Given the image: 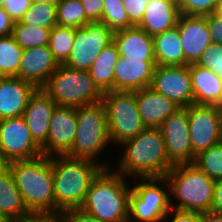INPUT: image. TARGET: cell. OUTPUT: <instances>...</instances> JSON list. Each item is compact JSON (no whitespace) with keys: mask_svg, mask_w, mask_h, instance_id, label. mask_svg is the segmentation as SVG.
<instances>
[{"mask_svg":"<svg viewBox=\"0 0 222 222\" xmlns=\"http://www.w3.org/2000/svg\"><path fill=\"white\" fill-rule=\"evenodd\" d=\"M10 169L25 208L32 216H55L53 173L50 157L13 161Z\"/></svg>","mask_w":222,"mask_h":222,"instance_id":"6da1fadb","label":"cell"},{"mask_svg":"<svg viewBox=\"0 0 222 222\" xmlns=\"http://www.w3.org/2000/svg\"><path fill=\"white\" fill-rule=\"evenodd\" d=\"M53 173L55 216L68 209L80 208L92 180L108 165L89 159L71 158L66 155L50 157ZM97 163V164H96Z\"/></svg>","mask_w":222,"mask_h":222,"instance_id":"7a4b0ae2","label":"cell"},{"mask_svg":"<svg viewBox=\"0 0 222 222\" xmlns=\"http://www.w3.org/2000/svg\"><path fill=\"white\" fill-rule=\"evenodd\" d=\"M124 145L119 169L120 175L140 178L165 177L174 164L169 160L160 128L146 127Z\"/></svg>","mask_w":222,"mask_h":222,"instance_id":"3957f363","label":"cell"},{"mask_svg":"<svg viewBox=\"0 0 222 222\" xmlns=\"http://www.w3.org/2000/svg\"><path fill=\"white\" fill-rule=\"evenodd\" d=\"M126 183L123 175L103 168L92 180L80 209L103 222H128L131 189Z\"/></svg>","mask_w":222,"mask_h":222,"instance_id":"277c9868","label":"cell"},{"mask_svg":"<svg viewBox=\"0 0 222 222\" xmlns=\"http://www.w3.org/2000/svg\"><path fill=\"white\" fill-rule=\"evenodd\" d=\"M170 196L178 199L171 208L182 211L204 213L211 210L215 181L193 163L176 164L166 174Z\"/></svg>","mask_w":222,"mask_h":222,"instance_id":"5b68a950","label":"cell"},{"mask_svg":"<svg viewBox=\"0 0 222 222\" xmlns=\"http://www.w3.org/2000/svg\"><path fill=\"white\" fill-rule=\"evenodd\" d=\"M77 132L71 150V158H95L111 142L105 105L102 101L76 108Z\"/></svg>","mask_w":222,"mask_h":222,"instance_id":"8992f818","label":"cell"},{"mask_svg":"<svg viewBox=\"0 0 222 222\" xmlns=\"http://www.w3.org/2000/svg\"><path fill=\"white\" fill-rule=\"evenodd\" d=\"M42 89L57 105L74 108L100 102L103 96L88 71L65 65H58Z\"/></svg>","mask_w":222,"mask_h":222,"instance_id":"52a82bcc","label":"cell"},{"mask_svg":"<svg viewBox=\"0 0 222 222\" xmlns=\"http://www.w3.org/2000/svg\"><path fill=\"white\" fill-rule=\"evenodd\" d=\"M102 102L111 142L121 145L146 128L138 112L136 91H109L103 93Z\"/></svg>","mask_w":222,"mask_h":222,"instance_id":"ba28073f","label":"cell"},{"mask_svg":"<svg viewBox=\"0 0 222 222\" xmlns=\"http://www.w3.org/2000/svg\"><path fill=\"white\" fill-rule=\"evenodd\" d=\"M131 188L128 207V222H160L170 213V186L165 177L140 178ZM165 184L166 191L160 187ZM159 186H158V185Z\"/></svg>","mask_w":222,"mask_h":222,"instance_id":"9c48e42d","label":"cell"},{"mask_svg":"<svg viewBox=\"0 0 222 222\" xmlns=\"http://www.w3.org/2000/svg\"><path fill=\"white\" fill-rule=\"evenodd\" d=\"M113 34L102 22H90L75 28L74 45L63 65L88 71L101 50L113 41Z\"/></svg>","mask_w":222,"mask_h":222,"instance_id":"30bf717a","label":"cell"},{"mask_svg":"<svg viewBox=\"0 0 222 222\" xmlns=\"http://www.w3.org/2000/svg\"><path fill=\"white\" fill-rule=\"evenodd\" d=\"M40 155L42 149L32 138L22 116L0 120V159L5 165Z\"/></svg>","mask_w":222,"mask_h":222,"instance_id":"8fae6325","label":"cell"},{"mask_svg":"<svg viewBox=\"0 0 222 222\" xmlns=\"http://www.w3.org/2000/svg\"><path fill=\"white\" fill-rule=\"evenodd\" d=\"M192 153L196 156L222 141L221 118L215 105L192 104L187 107Z\"/></svg>","mask_w":222,"mask_h":222,"instance_id":"7c38bea8","label":"cell"},{"mask_svg":"<svg viewBox=\"0 0 222 222\" xmlns=\"http://www.w3.org/2000/svg\"><path fill=\"white\" fill-rule=\"evenodd\" d=\"M150 87L171 99L180 107L194 104L190 64L184 66H156Z\"/></svg>","mask_w":222,"mask_h":222,"instance_id":"4fadbf2b","label":"cell"},{"mask_svg":"<svg viewBox=\"0 0 222 222\" xmlns=\"http://www.w3.org/2000/svg\"><path fill=\"white\" fill-rule=\"evenodd\" d=\"M159 128L169 160L174 165L193 163L195 155L190 142L187 107L178 109L165 119Z\"/></svg>","mask_w":222,"mask_h":222,"instance_id":"5bb4252c","label":"cell"},{"mask_svg":"<svg viewBox=\"0 0 222 222\" xmlns=\"http://www.w3.org/2000/svg\"><path fill=\"white\" fill-rule=\"evenodd\" d=\"M77 126L76 108L56 105L51 116L47 142L41 147L42 154L48 157L66 155L72 148Z\"/></svg>","mask_w":222,"mask_h":222,"instance_id":"9a60e30c","label":"cell"},{"mask_svg":"<svg viewBox=\"0 0 222 222\" xmlns=\"http://www.w3.org/2000/svg\"><path fill=\"white\" fill-rule=\"evenodd\" d=\"M176 26L182 42L184 65L196 63L208 46L212 44L207 15L180 14Z\"/></svg>","mask_w":222,"mask_h":222,"instance_id":"2e32d148","label":"cell"},{"mask_svg":"<svg viewBox=\"0 0 222 222\" xmlns=\"http://www.w3.org/2000/svg\"><path fill=\"white\" fill-rule=\"evenodd\" d=\"M48 46L24 49L18 69V78L30 82L36 88H43L57 70Z\"/></svg>","mask_w":222,"mask_h":222,"instance_id":"e0dca14e","label":"cell"},{"mask_svg":"<svg viewBox=\"0 0 222 222\" xmlns=\"http://www.w3.org/2000/svg\"><path fill=\"white\" fill-rule=\"evenodd\" d=\"M57 104L42 89L37 88L31 95L23 112L27 127L34 141L42 147L49 135L51 116Z\"/></svg>","mask_w":222,"mask_h":222,"instance_id":"ac0fdd59","label":"cell"},{"mask_svg":"<svg viewBox=\"0 0 222 222\" xmlns=\"http://www.w3.org/2000/svg\"><path fill=\"white\" fill-rule=\"evenodd\" d=\"M156 61L119 56L114 69V90L136 91L150 87Z\"/></svg>","mask_w":222,"mask_h":222,"instance_id":"d6986e66","label":"cell"},{"mask_svg":"<svg viewBox=\"0 0 222 222\" xmlns=\"http://www.w3.org/2000/svg\"><path fill=\"white\" fill-rule=\"evenodd\" d=\"M136 100L142 122L148 128H159L165 119L181 108L151 87L136 90Z\"/></svg>","mask_w":222,"mask_h":222,"instance_id":"ffe728a7","label":"cell"},{"mask_svg":"<svg viewBox=\"0 0 222 222\" xmlns=\"http://www.w3.org/2000/svg\"><path fill=\"white\" fill-rule=\"evenodd\" d=\"M36 89L18 77H4L0 82V120L21 117Z\"/></svg>","mask_w":222,"mask_h":222,"instance_id":"44dd1931","label":"cell"},{"mask_svg":"<svg viewBox=\"0 0 222 222\" xmlns=\"http://www.w3.org/2000/svg\"><path fill=\"white\" fill-rule=\"evenodd\" d=\"M113 41L116 43L119 56L142 61H156L153 36L138 26L115 31Z\"/></svg>","mask_w":222,"mask_h":222,"instance_id":"7402d4cb","label":"cell"},{"mask_svg":"<svg viewBox=\"0 0 222 222\" xmlns=\"http://www.w3.org/2000/svg\"><path fill=\"white\" fill-rule=\"evenodd\" d=\"M31 217L11 171L5 165L0 170V222H21Z\"/></svg>","mask_w":222,"mask_h":222,"instance_id":"603a6c76","label":"cell"},{"mask_svg":"<svg viewBox=\"0 0 222 222\" xmlns=\"http://www.w3.org/2000/svg\"><path fill=\"white\" fill-rule=\"evenodd\" d=\"M194 104L215 105L222 103V79L212 70L190 64Z\"/></svg>","mask_w":222,"mask_h":222,"instance_id":"cb8c5ba5","label":"cell"},{"mask_svg":"<svg viewBox=\"0 0 222 222\" xmlns=\"http://www.w3.org/2000/svg\"><path fill=\"white\" fill-rule=\"evenodd\" d=\"M179 10L166 0H151L141 22L137 25L151 36L169 30L176 26L179 18Z\"/></svg>","mask_w":222,"mask_h":222,"instance_id":"d4e9b609","label":"cell"},{"mask_svg":"<svg viewBox=\"0 0 222 222\" xmlns=\"http://www.w3.org/2000/svg\"><path fill=\"white\" fill-rule=\"evenodd\" d=\"M118 58V47L112 41L101 50L88 70L95 86L102 94L114 90V69Z\"/></svg>","mask_w":222,"mask_h":222,"instance_id":"484cf974","label":"cell"},{"mask_svg":"<svg viewBox=\"0 0 222 222\" xmlns=\"http://www.w3.org/2000/svg\"><path fill=\"white\" fill-rule=\"evenodd\" d=\"M153 41L158 66H184V53L177 26L153 36Z\"/></svg>","mask_w":222,"mask_h":222,"instance_id":"4316f807","label":"cell"},{"mask_svg":"<svg viewBox=\"0 0 222 222\" xmlns=\"http://www.w3.org/2000/svg\"><path fill=\"white\" fill-rule=\"evenodd\" d=\"M75 28L55 25L50 32L48 47L58 65H63L74 45Z\"/></svg>","mask_w":222,"mask_h":222,"instance_id":"83f0119b","label":"cell"},{"mask_svg":"<svg viewBox=\"0 0 222 222\" xmlns=\"http://www.w3.org/2000/svg\"><path fill=\"white\" fill-rule=\"evenodd\" d=\"M52 28L29 26L14 22L12 36L24 50L33 47L48 46Z\"/></svg>","mask_w":222,"mask_h":222,"instance_id":"f1b7e54d","label":"cell"},{"mask_svg":"<svg viewBox=\"0 0 222 222\" xmlns=\"http://www.w3.org/2000/svg\"><path fill=\"white\" fill-rule=\"evenodd\" d=\"M22 53L12 35L0 37V73L4 77H18Z\"/></svg>","mask_w":222,"mask_h":222,"instance_id":"f546056e","label":"cell"},{"mask_svg":"<svg viewBox=\"0 0 222 222\" xmlns=\"http://www.w3.org/2000/svg\"><path fill=\"white\" fill-rule=\"evenodd\" d=\"M56 10L59 26L79 28L90 23L80 0H60Z\"/></svg>","mask_w":222,"mask_h":222,"instance_id":"4dcf8cb0","label":"cell"},{"mask_svg":"<svg viewBox=\"0 0 222 222\" xmlns=\"http://www.w3.org/2000/svg\"><path fill=\"white\" fill-rule=\"evenodd\" d=\"M19 22L29 26L53 28L57 25L56 4L31 3Z\"/></svg>","mask_w":222,"mask_h":222,"instance_id":"1f68e13d","label":"cell"},{"mask_svg":"<svg viewBox=\"0 0 222 222\" xmlns=\"http://www.w3.org/2000/svg\"><path fill=\"white\" fill-rule=\"evenodd\" d=\"M193 164L202 170L209 178H222V141L201 151L195 156Z\"/></svg>","mask_w":222,"mask_h":222,"instance_id":"d6a6232c","label":"cell"},{"mask_svg":"<svg viewBox=\"0 0 222 222\" xmlns=\"http://www.w3.org/2000/svg\"><path fill=\"white\" fill-rule=\"evenodd\" d=\"M101 22L113 32L135 26L129 20L123 0H104Z\"/></svg>","mask_w":222,"mask_h":222,"instance_id":"836d02e7","label":"cell"},{"mask_svg":"<svg viewBox=\"0 0 222 222\" xmlns=\"http://www.w3.org/2000/svg\"><path fill=\"white\" fill-rule=\"evenodd\" d=\"M195 64L212 70L222 79V45L210 44Z\"/></svg>","mask_w":222,"mask_h":222,"instance_id":"e575fe53","label":"cell"},{"mask_svg":"<svg viewBox=\"0 0 222 222\" xmlns=\"http://www.w3.org/2000/svg\"><path fill=\"white\" fill-rule=\"evenodd\" d=\"M219 0H183L180 14L206 16L215 12Z\"/></svg>","mask_w":222,"mask_h":222,"instance_id":"d590c367","label":"cell"},{"mask_svg":"<svg viewBox=\"0 0 222 222\" xmlns=\"http://www.w3.org/2000/svg\"><path fill=\"white\" fill-rule=\"evenodd\" d=\"M151 0H123L124 8L128 14L129 20L137 26L144 15L146 5Z\"/></svg>","mask_w":222,"mask_h":222,"instance_id":"8d00e7d4","label":"cell"},{"mask_svg":"<svg viewBox=\"0 0 222 222\" xmlns=\"http://www.w3.org/2000/svg\"><path fill=\"white\" fill-rule=\"evenodd\" d=\"M30 5V0H5L3 8L14 22H18Z\"/></svg>","mask_w":222,"mask_h":222,"instance_id":"74e56055","label":"cell"},{"mask_svg":"<svg viewBox=\"0 0 222 222\" xmlns=\"http://www.w3.org/2000/svg\"><path fill=\"white\" fill-rule=\"evenodd\" d=\"M59 218L61 222H103L80 208L65 210Z\"/></svg>","mask_w":222,"mask_h":222,"instance_id":"f35d334b","label":"cell"},{"mask_svg":"<svg viewBox=\"0 0 222 222\" xmlns=\"http://www.w3.org/2000/svg\"><path fill=\"white\" fill-rule=\"evenodd\" d=\"M80 2L90 22H101L104 0H80Z\"/></svg>","mask_w":222,"mask_h":222,"instance_id":"ab89813d","label":"cell"},{"mask_svg":"<svg viewBox=\"0 0 222 222\" xmlns=\"http://www.w3.org/2000/svg\"><path fill=\"white\" fill-rule=\"evenodd\" d=\"M208 31L212 43L222 45V19L215 12L207 15Z\"/></svg>","mask_w":222,"mask_h":222,"instance_id":"60d3db41","label":"cell"},{"mask_svg":"<svg viewBox=\"0 0 222 222\" xmlns=\"http://www.w3.org/2000/svg\"><path fill=\"white\" fill-rule=\"evenodd\" d=\"M14 21L10 18L9 14L0 7V37L12 35Z\"/></svg>","mask_w":222,"mask_h":222,"instance_id":"b9f144b4","label":"cell"},{"mask_svg":"<svg viewBox=\"0 0 222 222\" xmlns=\"http://www.w3.org/2000/svg\"><path fill=\"white\" fill-rule=\"evenodd\" d=\"M211 212L222 214V178L215 180Z\"/></svg>","mask_w":222,"mask_h":222,"instance_id":"7bdbcfd3","label":"cell"},{"mask_svg":"<svg viewBox=\"0 0 222 222\" xmlns=\"http://www.w3.org/2000/svg\"><path fill=\"white\" fill-rule=\"evenodd\" d=\"M171 208L169 212L173 214V218L170 222H199V213L177 210L172 211Z\"/></svg>","mask_w":222,"mask_h":222,"instance_id":"ee69618b","label":"cell"},{"mask_svg":"<svg viewBox=\"0 0 222 222\" xmlns=\"http://www.w3.org/2000/svg\"><path fill=\"white\" fill-rule=\"evenodd\" d=\"M199 222H222V214L211 211L199 213Z\"/></svg>","mask_w":222,"mask_h":222,"instance_id":"f6af8a7d","label":"cell"},{"mask_svg":"<svg viewBox=\"0 0 222 222\" xmlns=\"http://www.w3.org/2000/svg\"><path fill=\"white\" fill-rule=\"evenodd\" d=\"M21 222H61L59 216H32Z\"/></svg>","mask_w":222,"mask_h":222,"instance_id":"bcb514c9","label":"cell"},{"mask_svg":"<svg viewBox=\"0 0 222 222\" xmlns=\"http://www.w3.org/2000/svg\"><path fill=\"white\" fill-rule=\"evenodd\" d=\"M31 3L57 4L60 0H30Z\"/></svg>","mask_w":222,"mask_h":222,"instance_id":"7dc6e473","label":"cell"},{"mask_svg":"<svg viewBox=\"0 0 222 222\" xmlns=\"http://www.w3.org/2000/svg\"><path fill=\"white\" fill-rule=\"evenodd\" d=\"M215 13H216L219 17H221V19H222V0H219V1H218V5H217V7H216Z\"/></svg>","mask_w":222,"mask_h":222,"instance_id":"c3c4849f","label":"cell"},{"mask_svg":"<svg viewBox=\"0 0 222 222\" xmlns=\"http://www.w3.org/2000/svg\"><path fill=\"white\" fill-rule=\"evenodd\" d=\"M166 1L174 5L177 9H179L182 6L183 0H166Z\"/></svg>","mask_w":222,"mask_h":222,"instance_id":"681fc988","label":"cell"},{"mask_svg":"<svg viewBox=\"0 0 222 222\" xmlns=\"http://www.w3.org/2000/svg\"><path fill=\"white\" fill-rule=\"evenodd\" d=\"M217 107H218V110H219V113H220V118H221V128H222V103L219 104Z\"/></svg>","mask_w":222,"mask_h":222,"instance_id":"f907efd6","label":"cell"},{"mask_svg":"<svg viewBox=\"0 0 222 222\" xmlns=\"http://www.w3.org/2000/svg\"><path fill=\"white\" fill-rule=\"evenodd\" d=\"M5 166V164L2 162V160L0 159V170Z\"/></svg>","mask_w":222,"mask_h":222,"instance_id":"816d5d0a","label":"cell"},{"mask_svg":"<svg viewBox=\"0 0 222 222\" xmlns=\"http://www.w3.org/2000/svg\"><path fill=\"white\" fill-rule=\"evenodd\" d=\"M4 1L5 0H0V7H3Z\"/></svg>","mask_w":222,"mask_h":222,"instance_id":"f5cc1de1","label":"cell"},{"mask_svg":"<svg viewBox=\"0 0 222 222\" xmlns=\"http://www.w3.org/2000/svg\"><path fill=\"white\" fill-rule=\"evenodd\" d=\"M3 78L4 76L0 73V82L2 81Z\"/></svg>","mask_w":222,"mask_h":222,"instance_id":"db71d44e","label":"cell"}]
</instances>
